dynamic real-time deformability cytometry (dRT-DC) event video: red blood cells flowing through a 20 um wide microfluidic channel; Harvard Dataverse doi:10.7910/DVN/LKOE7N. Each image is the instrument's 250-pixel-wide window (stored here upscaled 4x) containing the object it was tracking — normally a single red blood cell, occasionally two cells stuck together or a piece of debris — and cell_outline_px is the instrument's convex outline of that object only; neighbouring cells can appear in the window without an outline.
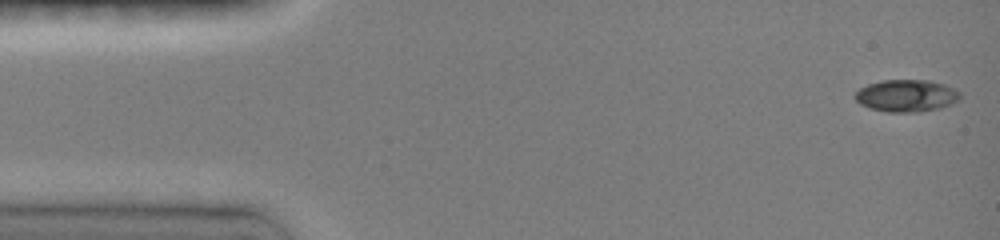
{"species": "common noctule bat (a hibernating species)", "species_latin": "Nyctalus noctula", "temperature_condition": "room temperature", "stored_images_in_passage": 52, "camera_frame_rate_fps": 3000, "um_per_image_px": 0.085, "animal": {"sex": "female", "body_mass_g": 19.0, "forearm_length_mm": 51.5}, "frame": {"image": 1, "passage_image": 1, "time_ms": 0.0, "image_size_px": [1000, 240], "cell_outline_px": [[960, 100], [952, 104], [940, 108], [920, 112], [888, 112], [868, 108], [860, 104], [856, 100], [856, 92], [860, 88], [868, 84], [880, 80], [928, 80], [944, 84], [960, 92]], "centroid_in_image_um": [77.06, 8.14], "position_along_channel_um": 7.9, "area_um2": 19.77}}
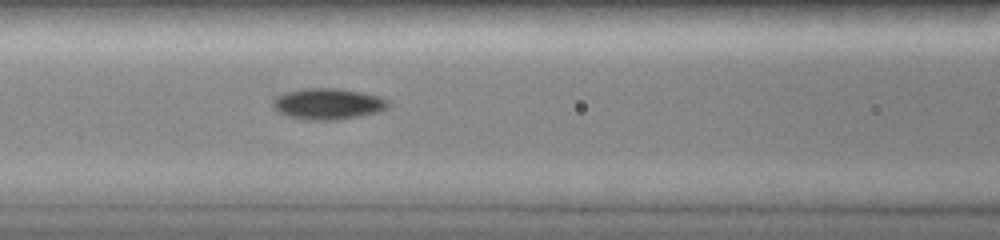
{"frame": {"image": 2, "passage_image": 15, "time_ms": 6.0, "image_size_px": [1000, 240], "cell_outline_px": [[392, 104], [388, 108], [380, 112], [360, 116], [336, 120], [308, 120], [288, 116], [272, 108], [272, 100], [276, 96], [288, 92], [304, 88], [340, 88], [364, 92], [380, 96], [388, 100]], "centroid_in_image_um": [27.93, 8.82], "position_along_channel_um": 138.7, "area_um2": 21.27}}
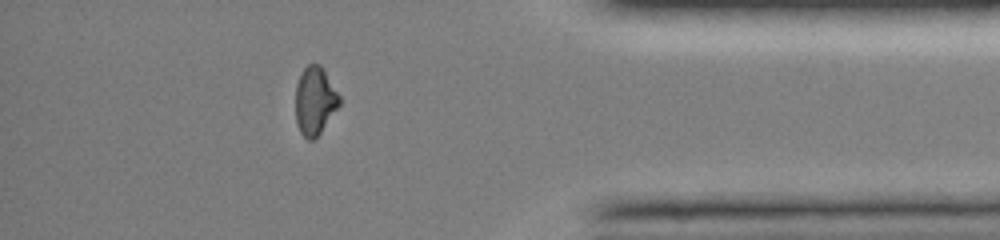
{"frame": {"image": 3, "passage_image": 45, "time_ms": 13.0, "image_size_px": [1000, 240], "cell_outline_px": [[340, 104], [320, 132], [312, 140], [308, 140], [300, 132], [296, 124], [296, 84], [304, 68], [308, 64], [320, 64], [340, 96]], "centroid_in_image_um": [26.75, 8.56], "position_along_channel_um": 408.4, "area_um2": 17.11}, "authors_computed_cell_mechanics": {"area_um2": 18.4671, "velocity_mm_per_s": 4.1214, "shape_relaxation_time_tau1_ms": 5.3521, "shape_relaxation_time_tau2_ms": 7.2409, "deformation_change_tau1": 0.1698, "deformation_change_tau2": 0.0905}}